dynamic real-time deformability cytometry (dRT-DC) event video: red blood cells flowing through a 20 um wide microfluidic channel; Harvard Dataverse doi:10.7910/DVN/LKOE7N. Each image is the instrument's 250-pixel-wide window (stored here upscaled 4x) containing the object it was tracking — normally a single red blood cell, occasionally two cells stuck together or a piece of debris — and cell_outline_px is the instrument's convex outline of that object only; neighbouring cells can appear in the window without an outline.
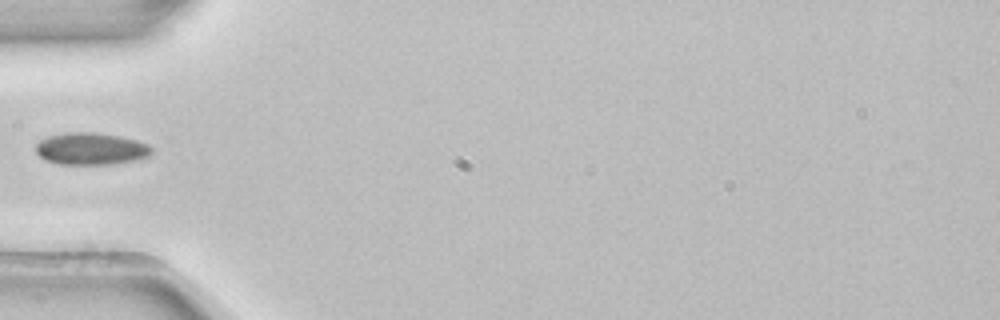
{"species": "common noctule bat (a hibernating species)", "species_latin": "Nyctalus noctula", "temperature_condition": "room temperature", "stored_images_in_passage": 4, "camera_frame_rate_fps": 3000, "um_per_image_px": 0.085, "animal": {"sex": "female", "body_mass_g": 22.7, "forearm_length_mm": 54.2}, "frame": {"image": 1, "passage_image": 4, "time_ms": 1.0, "image_size_px": [1000, 320], "cell_outline_px": [[152, 152], [148, 156], [136, 160], [112, 164], [60, 164], [44, 160], [36, 152], [36, 144], [40, 140], [48, 136], [64, 132], [92, 132], [120, 136], [136, 140], [148, 144], [152, 148]], "centroid_in_image_um": [7.72, 12.64], "position_along_channel_um": 77.3, "area_um2": 21.73}}